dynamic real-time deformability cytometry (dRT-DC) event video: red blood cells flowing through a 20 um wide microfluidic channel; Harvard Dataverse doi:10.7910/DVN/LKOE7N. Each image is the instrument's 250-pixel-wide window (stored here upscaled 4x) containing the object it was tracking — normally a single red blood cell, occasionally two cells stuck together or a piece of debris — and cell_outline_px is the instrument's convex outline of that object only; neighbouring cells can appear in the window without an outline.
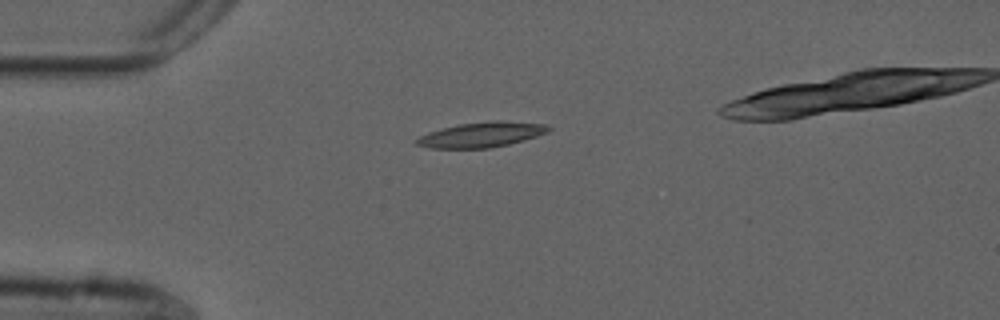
{"species": "common noctule bat (a hibernating species)", "species_latin": "Nyctalus noctula", "temperature_condition": "cold", "stored_images_in_passage": 38, "camera_frame_rate_fps": 3000, "um_per_image_px": 0.085, "animal": {"sex": "male", "forearm_length_mm": 52.5}, "frame": {"image": 1, "passage_image": 1, "time_ms": 0.0, "image_size_px": [1000, 320], "cell_outline_px": [[552, 128], [548, 132], [524, 140], [508, 144], [488, 148], [432, 148], [416, 144], [416, 140], [420, 136], [428, 132], [460, 124], [492, 120], [500, 120], [544, 124]], "centroid_in_image_um": [40.95, 11.44], "position_along_channel_um": 44.0, "area_um2": 19.07}}
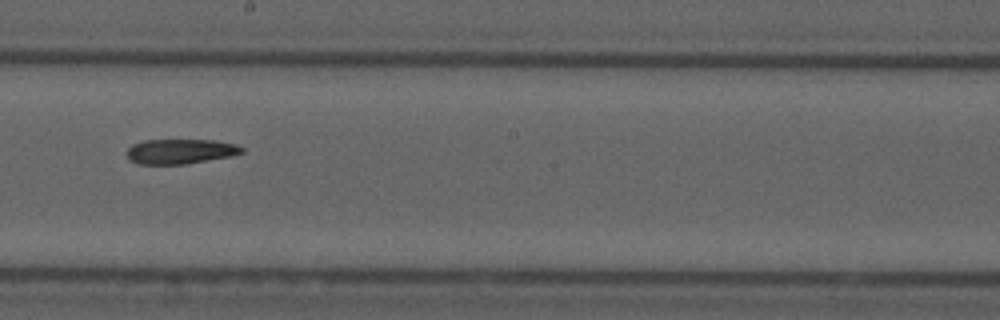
{"frame": {"image": 2, "passage_image": 18, "time_ms": 5.667, "image_size_px": [1000, 320], "cell_outline_px": [[244, 152], [228, 156], [184, 164], [136, 164], [128, 160], [128, 148], [132, 144], [144, 140], [216, 140], [236, 144], [244, 148]], "centroid_in_image_um": [15.3, 12.86], "position_along_channel_um": 232.9, "area_um2": 16.59}}
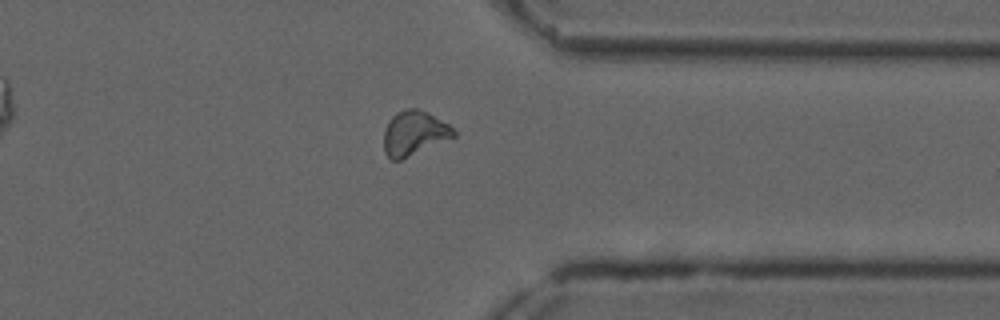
{"frame": {"image": 3, "passage_image": 30, "time_ms": 9.667, "image_size_px": [1000, 320], "cell_outline_px": [[456, 136], [400, 160], [392, 160], [384, 152], [384, 128], [388, 120], [396, 112], [404, 108], [416, 108], [428, 112], [448, 124], [456, 132]], "centroid_in_image_um": [35.18, 11.3], "position_along_channel_um": 376.2, "area_um2": 18.15}}